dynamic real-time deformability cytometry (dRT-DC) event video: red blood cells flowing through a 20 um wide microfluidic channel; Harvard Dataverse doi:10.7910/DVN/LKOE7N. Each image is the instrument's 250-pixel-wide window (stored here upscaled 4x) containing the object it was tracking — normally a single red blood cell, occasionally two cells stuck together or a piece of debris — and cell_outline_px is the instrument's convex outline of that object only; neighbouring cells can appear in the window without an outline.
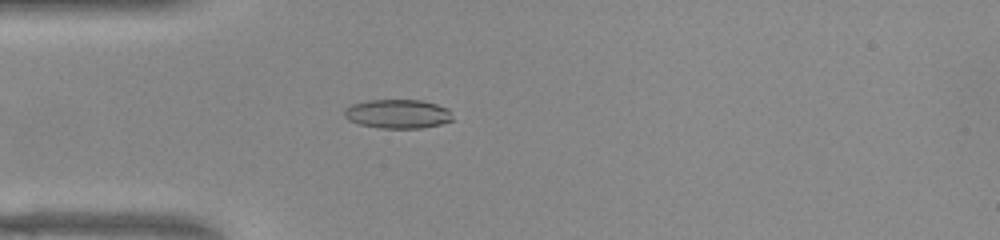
{"species": "common noctule bat (a hibernating species)", "species_latin": "Nyctalus noctula", "temperature_condition": "warm", "stored_images_in_passage": 42, "camera_frame_rate_fps": 3000, "um_per_image_px": 0.085, "animal": {"sex": "female", "body_mass_g": 22.0, "forearm_length_mm": 56.7}, "frame": {"image": 1, "passage_image": 4, "time_ms": 1.0, "image_size_px": [1000, 240], "cell_outline_px": [[452, 120], [440, 124], [420, 128], [380, 128], [360, 124], [348, 120], [344, 116], [344, 108], [352, 104], [368, 100], [420, 100], [436, 104], [448, 108]], "centroid_in_image_um": [33.77, 9.67], "position_along_channel_um": 51.2, "area_um2": 18.21}}
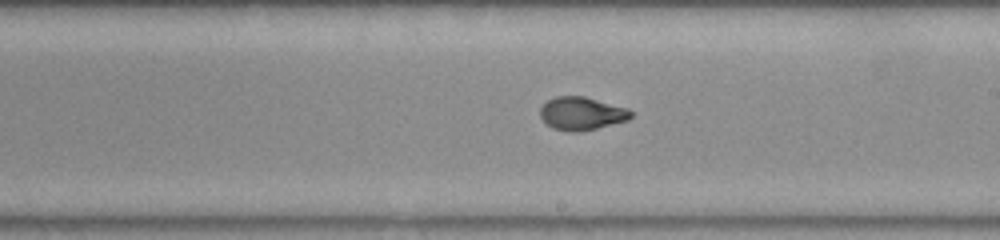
{"frame": {"image": 2, "passage_image": 19, "time_ms": 6.0, "image_size_px": [1000, 240], "cell_outline_px": [[632, 116], [628, 120], [580, 132], [572, 132], [552, 128], [540, 116], [540, 108], [548, 100], [556, 96], [584, 96], [628, 108], [632, 112]], "centroid_in_image_um": [49.45, 9.64], "position_along_channel_um": 239.6, "area_um2": 17.4}}
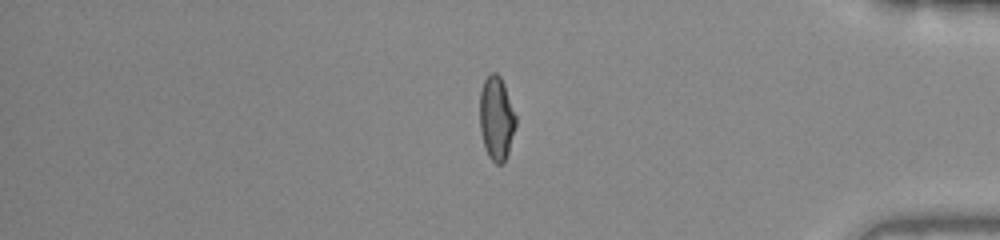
{"frame": {"image": 3, "passage_image": 33, "time_ms": 10.667, "image_size_px": [1000, 240], "cell_outline_px": [[516, 124], [508, 152], [504, 164], [496, 164], [488, 156], [484, 148], [480, 132], [480, 92], [484, 80], [492, 72], [496, 72], [500, 76], [504, 84], [516, 116]], "centroid_in_image_um": [42.18, 10.08], "position_along_channel_um": 393.0, "area_um2": 17.63}, "authors_computed_cell_mechanics": {"area_um2": 17.7157, "velocity_mm_per_s": 3.9277, "shape_relaxation_time_tau1_ms": null, "shape_relaxation_time_tau2_ms": 0.932, "deformation_change_tau1": null, "deformation_change_tau2": 0.0577}}